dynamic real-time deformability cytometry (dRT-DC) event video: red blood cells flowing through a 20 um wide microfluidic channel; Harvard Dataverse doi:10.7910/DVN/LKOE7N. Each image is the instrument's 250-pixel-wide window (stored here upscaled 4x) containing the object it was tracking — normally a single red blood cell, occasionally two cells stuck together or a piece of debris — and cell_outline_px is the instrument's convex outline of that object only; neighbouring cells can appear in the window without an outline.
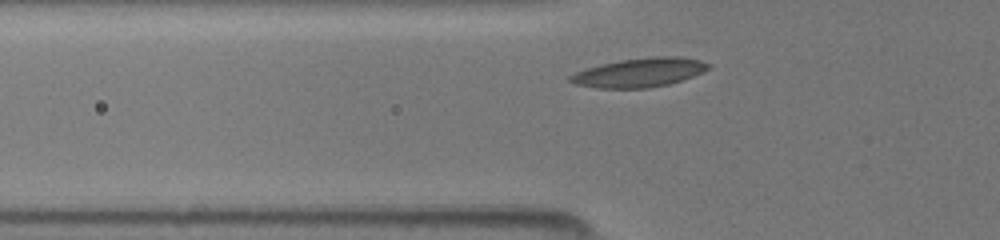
{"species": "common noctule bat (a hibernating species)", "species_latin": "Nyctalus noctula", "temperature_condition": "room temperature", "stored_images_in_passage": 33, "camera_frame_rate_fps": 3000, "um_per_image_px": 0.085, "animal": {"sex": "female", "body_mass_g": 19.5, "forearm_length_mm": 54.1}, "frame": {"image": 1, "passage_image": 5, "time_ms": 1.333, "image_size_px": [1000, 240], "cell_outline_px": [[708, 68], [692, 76], [668, 84], [648, 88], [596, 88], [576, 84], [568, 80], [568, 76], [576, 72], [588, 68], [620, 60], [656, 56], [676, 56], [700, 60], [708, 64]], "centroid_in_image_um": [54.31, 6.17], "position_along_channel_um": 71.5, "area_um2": 22.89}}
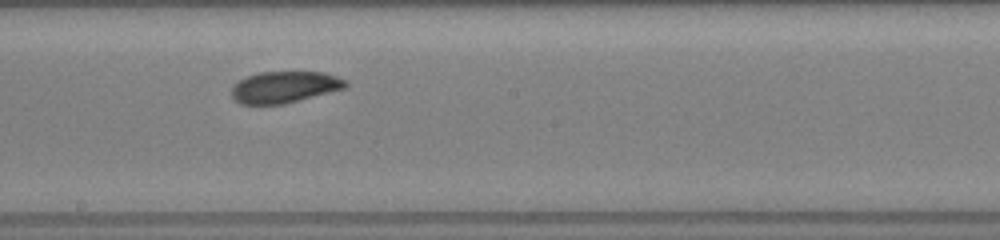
{"frame": {"image": 2, "passage_image": 16, "time_ms": 5.0, "image_size_px": [1000, 240], "cell_outline_px": [[348, 84], [344, 88], [284, 104], [240, 104], [232, 96], [232, 88], [240, 80], [248, 76], [260, 72], [324, 72], [348, 80]], "centroid_in_image_um": [24.2, 7.4], "position_along_channel_um": 224.0, "area_um2": 20.69}}
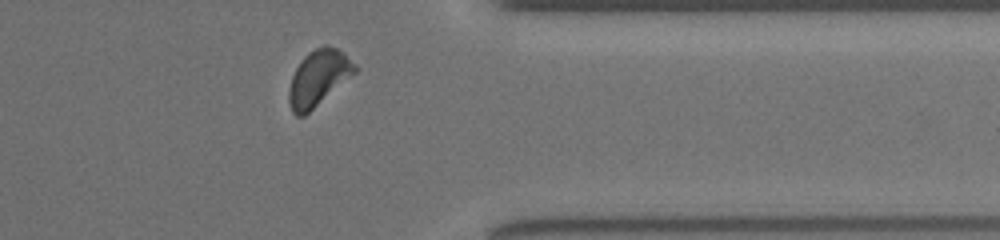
{"frame": {"image": 3, "passage_image": 28, "time_ms": 9.0, "image_size_px": [1000, 240], "cell_outline_px": [[360, 68], [356, 72], [304, 116], [296, 116], [292, 112], [288, 100], [288, 92], [292, 76], [300, 60], [308, 52], [324, 44], [328, 44], [344, 52]], "centroid_in_image_um": [27.07, 6.6], "position_along_channel_um": 384.3, "area_um2": 21.5}}